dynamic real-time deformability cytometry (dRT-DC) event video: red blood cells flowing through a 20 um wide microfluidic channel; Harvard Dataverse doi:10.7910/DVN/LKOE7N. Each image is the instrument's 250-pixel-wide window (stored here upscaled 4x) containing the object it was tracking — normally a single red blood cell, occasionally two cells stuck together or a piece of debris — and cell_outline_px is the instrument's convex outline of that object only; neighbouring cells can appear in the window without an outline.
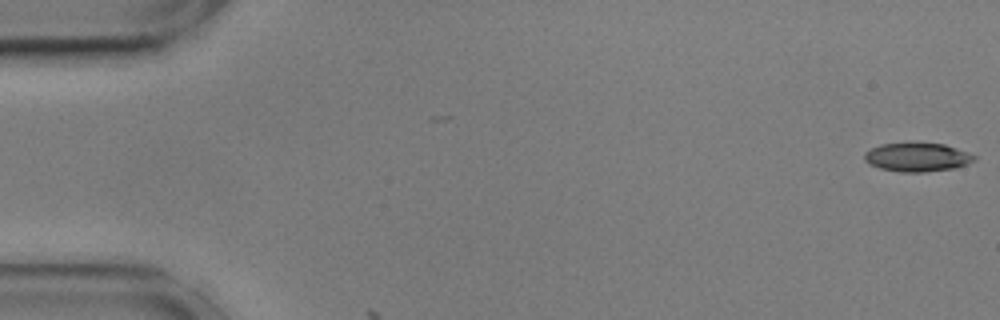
{"species": "common noctule bat (a hibernating species)", "species_latin": "Nyctalus noctula", "temperature_condition": "cold", "stored_images_in_passage": 3, "camera_frame_rate_fps": 3000, "um_per_image_px": 0.085, "animal": {"sex": "male", "body_mass_g": 17.9, "forearm_length_mm": 54.2}, "frame": {"image": 1, "passage_image": 1, "time_ms": 0.0, "image_size_px": [1000, 320], "cell_outline_px": [[976, 160], [968, 164], [952, 168], [924, 172], [904, 172], [880, 168], [868, 164], [864, 160], [864, 152], [880, 144], [944, 144], [956, 148], [976, 156]], "centroid_in_image_um": [77.95, 13.37], "position_along_channel_um": 7.1, "area_um2": 18.03}}